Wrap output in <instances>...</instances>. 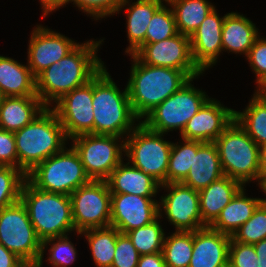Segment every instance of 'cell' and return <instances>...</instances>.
Listing matches in <instances>:
<instances>
[{
	"instance_id": "obj_15",
	"label": "cell",
	"mask_w": 266,
	"mask_h": 267,
	"mask_svg": "<svg viewBox=\"0 0 266 267\" xmlns=\"http://www.w3.org/2000/svg\"><path fill=\"white\" fill-rule=\"evenodd\" d=\"M160 187L171 190L161 197L159 204L164 208L166 218L175 226L176 231L194 232L206 227L200 213L199 191L183 183H166Z\"/></svg>"
},
{
	"instance_id": "obj_37",
	"label": "cell",
	"mask_w": 266,
	"mask_h": 267,
	"mask_svg": "<svg viewBox=\"0 0 266 267\" xmlns=\"http://www.w3.org/2000/svg\"><path fill=\"white\" fill-rule=\"evenodd\" d=\"M231 238L242 244H255L266 239V204L261 202L252 217L239 227Z\"/></svg>"
},
{
	"instance_id": "obj_38",
	"label": "cell",
	"mask_w": 266,
	"mask_h": 267,
	"mask_svg": "<svg viewBox=\"0 0 266 267\" xmlns=\"http://www.w3.org/2000/svg\"><path fill=\"white\" fill-rule=\"evenodd\" d=\"M57 242H53L56 241ZM53 242V246L49 249V263L55 267H66L70 263H73L76 258V248H74L68 236L53 237L42 241L41 256L35 267H42L43 253L47 244Z\"/></svg>"
},
{
	"instance_id": "obj_29",
	"label": "cell",
	"mask_w": 266,
	"mask_h": 267,
	"mask_svg": "<svg viewBox=\"0 0 266 267\" xmlns=\"http://www.w3.org/2000/svg\"><path fill=\"white\" fill-rule=\"evenodd\" d=\"M234 119L258 146L266 144V97L259 90L245 111L234 112Z\"/></svg>"
},
{
	"instance_id": "obj_6",
	"label": "cell",
	"mask_w": 266,
	"mask_h": 267,
	"mask_svg": "<svg viewBox=\"0 0 266 267\" xmlns=\"http://www.w3.org/2000/svg\"><path fill=\"white\" fill-rule=\"evenodd\" d=\"M224 176L242 185L260 177L259 146L234 119L214 141Z\"/></svg>"
},
{
	"instance_id": "obj_42",
	"label": "cell",
	"mask_w": 266,
	"mask_h": 267,
	"mask_svg": "<svg viewBox=\"0 0 266 267\" xmlns=\"http://www.w3.org/2000/svg\"><path fill=\"white\" fill-rule=\"evenodd\" d=\"M246 57L257 76L256 83L260 89L266 85V39L258 37Z\"/></svg>"
},
{
	"instance_id": "obj_19",
	"label": "cell",
	"mask_w": 266,
	"mask_h": 267,
	"mask_svg": "<svg viewBox=\"0 0 266 267\" xmlns=\"http://www.w3.org/2000/svg\"><path fill=\"white\" fill-rule=\"evenodd\" d=\"M224 18L212 10L190 36L191 52L196 66L203 72L214 65L222 48V27Z\"/></svg>"
},
{
	"instance_id": "obj_34",
	"label": "cell",
	"mask_w": 266,
	"mask_h": 267,
	"mask_svg": "<svg viewBox=\"0 0 266 267\" xmlns=\"http://www.w3.org/2000/svg\"><path fill=\"white\" fill-rule=\"evenodd\" d=\"M183 145L172 143L166 183H181L193 162V140H184Z\"/></svg>"
},
{
	"instance_id": "obj_7",
	"label": "cell",
	"mask_w": 266,
	"mask_h": 267,
	"mask_svg": "<svg viewBox=\"0 0 266 267\" xmlns=\"http://www.w3.org/2000/svg\"><path fill=\"white\" fill-rule=\"evenodd\" d=\"M26 178L38 189L68 196L91 181L73 147L50 156Z\"/></svg>"
},
{
	"instance_id": "obj_18",
	"label": "cell",
	"mask_w": 266,
	"mask_h": 267,
	"mask_svg": "<svg viewBox=\"0 0 266 267\" xmlns=\"http://www.w3.org/2000/svg\"><path fill=\"white\" fill-rule=\"evenodd\" d=\"M209 98L187 122L181 133L184 140L214 142L234 120L235 110Z\"/></svg>"
},
{
	"instance_id": "obj_12",
	"label": "cell",
	"mask_w": 266,
	"mask_h": 267,
	"mask_svg": "<svg viewBox=\"0 0 266 267\" xmlns=\"http://www.w3.org/2000/svg\"><path fill=\"white\" fill-rule=\"evenodd\" d=\"M76 232L109 227L111 192L104 180H91L70 194Z\"/></svg>"
},
{
	"instance_id": "obj_47",
	"label": "cell",
	"mask_w": 266,
	"mask_h": 267,
	"mask_svg": "<svg viewBox=\"0 0 266 267\" xmlns=\"http://www.w3.org/2000/svg\"><path fill=\"white\" fill-rule=\"evenodd\" d=\"M41 5L43 6L44 16L48 13L52 12L53 10L59 9L61 6L66 5L71 0H40Z\"/></svg>"
},
{
	"instance_id": "obj_41",
	"label": "cell",
	"mask_w": 266,
	"mask_h": 267,
	"mask_svg": "<svg viewBox=\"0 0 266 267\" xmlns=\"http://www.w3.org/2000/svg\"><path fill=\"white\" fill-rule=\"evenodd\" d=\"M228 267H259L254 245L242 244L231 238Z\"/></svg>"
},
{
	"instance_id": "obj_9",
	"label": "cell",
	"mask_w": 266,
	"mask_h": 267,
	"mask_svg": "<svg viewBox=\"0 0 266 267\" xmlns=\"http://www.w3.org/2000/svg\"><path fill=\"white\" fill-rule=\"evenodd\" d=\"M193 79L195 78H191L177 92L151 110L142 123L148 129L162 134L174 129H179L182 133L187 122L209 99L205 92L193 87L190 83Z\"/></svg>"
},
{
	"instance_id": "obj_39",
	"label": "cell",
	"mask_w": 266,
	"mask_h": 267,
	"mask_svg": "<svg viewBox=\"0 0 266 267\" xmlns=\"http://www.w3.org/2000/svg\"><path fill=\"white\" fill-rule=\"evenodd\" d=\"M79 9L95 17L103 18L120 11L128 0H71Z\"/></svg>"
},
{
	"instance_id": "obj_30",
	"label": "cell",
	"mask_w": 266,
	"mask_h": 267,
	"mask_svg": "<svg viewBox=\"0 0 266 267\" xmlns=\"http://www.w3.org/2000/svg\"><path fill=\"white\" fill-rule=\"evenodd\" d=\"M178 33L190 37L215 9L207 0H173L170 3Z\"/></svg>"
},
{
	"instance_id": "obj_31",
	"label": "cell",
	"mask_w": 266,
	"mask_h": 267,
	"mask_svg": "<svg viewBox=\"0 0 266 267\" xmlns=\"http://www.w3.org/2000/svg\"><path fill=\"white\" fill-rule=\"evenodd\" d=\"M78 234H85L91 249L93 261L98 267H111L113 263L117 235L116 228L109 226L104 228H91Z\"/></svg>"
},
{
	"instance_id": "obj_48",
	"label": "cell",
	"mask_w": 266,
	"mask_h": 267,
	"mask_svg": "<svg viewBox=\"0 0 266 267\" xmlns=\"http://www.w3.org/2000/svg\"><path fill=\"white\" fill-rule=\"evenodd\" d=\"M258 257L259 267H266V239L253 244Z\"/></svg>"
},
{
	"instance_id": "obj_26",
	"label": "cell",
	"mask_w": 266,
	"mask_h": 267,
	"mask_svg": "<svg viewBox=\"0 0 266 267\" xmlns=\"http://www.w3.org/2000/svg\"><path fill=\"white\" fill-rule=\"evenodd\" d=\"M0 89L5 97L37 96L36 77L28 65L0 55Z\"/></svg>"
},
{
	"instance_id": "obj_36",
	"label": "cell",
	"mask_w": 266,
	"mask_h": 267,
	"mask_svg": "<svg viewBox=\"0 0 266 267\" xmlns=\"http://www.w3.org/2000/svg\"><path fill=\"white\" fill-rule=\"evenodd\" d=\"M178 34L172 9L162 5L147 26L145 43H156Z\"/></svg>"
},
{
	"instance_id": "obj_49",
	"label": "cell",
	"mask_w": 266,
	"mask_h": 267,
	"mask_svg": "<svg viewBox=\"0 0 266 267\" xmlns=\"http://www.w3.org/2000/svg\"><path fill=\"white\" fill-rule=\"evenodd\" d=\"M260 188H262L263 192L266 194V181L260 186ZM262 202L266 204V198L262 199Z\"/></svg>"
},
{
	"instance_id": "obj_20",
	"label": "cell",
	"mask_w": 266,
	"mask_h": 267,
	"mask_svg": "<svg viewBox=\"0 0 266 267\" xmlns=\"http://www.w3.org/2000/svg\"><path fill=\"white\" fill-rule=\"evenodd\" d=\"M230 241V235L210 226L194 231L189 267H228Z\"/></svg>"
},
{
	"instance_id": "obj_40",
	"label": "cell",
	"mask_w": 266,
	"mask_h": 267,
	"mask_svg": "<svg viewBox=\"0 0 266 267\" xmlns=\"http://www.w3.org/2000/svg\"><path fill=\"white\" fill-rule=\"evenodd\" d=\"M139 258L140 254L128 235L119 233L111 267H137Z\"/></svg>"
},
{
	"instance_id": "obj_32",
	"label": "cell",
	"mask_w": 266,
	"mask_h": 267,
	"mask_svg": "<svg viewBox=\"0 0 266 267\" xmlns=\"http://www.w3.org/2000/svg\"><path fill=\"white\" fill-rule=\"evenodd\" d=\"M193 251V232L175 231L165 237L162 254L166 267H189Z\"/></svg>"
},
{
	"instance_id": "obj_51",
	"label": "cell",
	"mask_w": 266,
	"mask_h": 267,
	"mask_svg": "<svg viewBox=\"0 0 266 267\" xmlns=\"http://www.w3.org/2000/svg\"><path fill=\"white\" fill-rule=\"evenodd\" d=\"M4 98H5V96H4L3 92H2V90L0 89V106H1Z\"/></svg>"
},
{
	"instance_id": "obj_14",
	"label": "cell",
	"mask_w": 266,
	"mask_h": 267,
	"mask_svg": "<svg viewBox=\"0 0 266 267\" xmlns=\"http://www.w3.org/2000/svg\"><path fill=\"white\" fill-rule=\"evenodd\" d=\"M93 78L62 96L52 109L64 128L67 138L94 134Z\"/></svg>"
},
{
	"instance_id": "obj_50",
	"label": "cell",
	"mask_w": 266,
	"mask_h": 267,
	"mask_svg": "<svg viewBox=\"0 0 266 267\" xmlns=\"http://www.w3.org/2000/svg\"><path fill=\"white\" fill-rule=\"evenodd\" d=\"M265 97H266V85L262 86L260 89H258Z\"/></svg>"
},
{
	"instance_id": "obj_3",
	"label": "cell",
	"mask_w": 266,
	"mask_h": 267,
	"mask_svg": "<svg viewBox=\"0 0 266 267\" xmlns=\"http://www.w3.org/2000/svg\"><path fill=\"white\" fill-rule=\"evenodd\" d=\"M92 106L95 135H129L136 127H132L135 119H139L133 112L127 86L121 92L104 66L93 77Z\"/></svg>"
},
{
	"instance_id": "obj_46",
	"label": "cell",
	"mask_w": 266,
	"mask_h": 267,
	"mask_svg": "<svg viewBox=\"0 0 266 267\" xmlns=\"http://www.w3.org/2000/svg\"><path fill=\"white\" fill-rule=\"evenodd\" d=\"M260 177L258 184L261 186L266 181V144L259 146Z\"/></svg>"
},
{
	"instance_id": "obj_13",
	"label": "cell",
	"mask_w": 266,
	"mask_h": 267,
	"mask_svg": "<svg viewBox=\"0 0 266 267\" xmlns=\"http://www.w3.org/2000/svg\"><path fill=\"white\" fill-rule=\"evenodd\" d=\"M133 55L147 65L184 71L190 78L203 73L193 61L190 37L181 33L156 43H145Z\"/></svg>"
},
{
	"instance_id": "obj_22",
	"label": "cell",
	"mask_w": 266,
	"mask_h": 267,
	"mask_svg": "<svg viewBox=\"0 0 266 267\" xmlns=\"http://www.w3.org/2000/svg\"><path fill=\"white\" fill-rule=\"evenodd\" d=\"M121 162L105 180L111 193L133 194L141 197H153L160 184L150 175ZM130 165V166H129Z\"/></svg>"
},
{
	"instance_id": "obj_25",
	"label": "cell",
	"mask_w": 266,
	"mask_h": 267,
	"mask_svg": "<svg viewBox=\"0 0 266 267\" xmlns=\"http://www.w3.org/2000/svg\"><path fill=\"white\" fill-rule=\"evenodd\" d=\"M257 28L251 20L238 13H227L222 27V48L247 56L250 48L259 37Z\"/></svg>"
},
{
	"instance_id": "obj_1",
	"label": "cell",
	"mask_w": 266,
	"mask_h": 267,
	"mask_svg": "<svg viewBox=\"0 0 266 267\" xmlns=\"http://www.w3.org/2000/svg\"><path fill=\"white\" fill-rule=\"evenodd\" d=\"M101 41L79 44L59 62L50 65L36 77V92L49 107L73 89L90 81L104 66L96 51Z\"/></svg>"
},
{
	"instance_id": "obj_21",
	"label": "cell",
	"mask_w": 266,
	"mask_h": 267,
	"mask_svg": "<svg viewBox=\"0 0 266 267\" xmlns=\"http://www.w3.org/2000/svg\"><path fill=\"white\" fill-rule=\"evenodd\" d=\"M223 176L216 144L193 141V162L186 178L181 183L200 191Z\"/></svg>"
},
{
	"instance_id": "obj_17",
	"label": "cell",
	"mask_w": 266,
	"mask_h": 267,
	"mask_svg": "<svg viewBox=\"0 0 266 267\" xmlns=\"http://www.w3.org/2000/svg\"><path fill=\"white\" fill-rule=\"evenodd\" d=\"M78 44L43 26L32 31L28 48V67L37 77L42 71L55 62H59Z\"/></svg>"
},
{
	"instance_id": "obj_52",
	"label": "cell",
	"mask_w": 266,
	"mask_h": 267,
	"mask_svg": "<svg viewBox=\"0 0 266 267\" xmlns=\"http://www.w3.org/2000/svg\"><path fill=\"white\" fill-rule=\"evenodd\" d=\"M158 1H161V2H163V1H166V2H168V4L171 2V1H173V0H158Z\"/></svg>"
},
{
	"instance_id": "obj_2",
	"label": "cell",
	"mask_w": 266,
	"mask_h": 267,
	"mask_svg": "<svg viewBox=\"0 0 266 267\" xmlns=\"http://www.w3.org/2000/svg\"><path fill=\"white\" fill-rule=\"evenodd\" d=\"M134 64L127 84L134 114L144 118L191 78L181 70L147 65L131 54Z\"/></svg>"
},
{
	"instance_id": "obj_4",
	"label": "cell",
	"mask_w": 266,
	"mask_h": 267,
	"mask_svg": "<svg viewBox=\"0 0 266 267\" xmlns=\"http://www.w3.org/2000/svg\"><path fill=\"white\" fill-rule=\"evenodd\" d=\"M18 168L27 175L38 164L61 152L67 141L56 113L46 107L31 123L14 132Z\"/></svg>"
},
{
	"instance_id": "obj_23",
	"label": "cell",
	"mask_w": 266,
	"mask_h": 267,
	"mask_svg": "<svg viewBox=\"0 0 266 267\" xmlns=\"http://www.w3.org/2000/svg\"><path fill=\"white\" fill-rule=\"evenodd\" d=\"M239 181L223 176L199 191V203L202 222L210 226L243 187Z\"/></svg>"
},
{
	"instance_id": "obj_43",
	"label": "cell",
	"mask_w": 266,
	"mask_h": 267,
	"mask_svg": "<svg viewBox=\"0 0 266 267\" xmlns=\"http://www.w3.org/2000/svg\"><path fill=\"white\" fill-rule=\"evenodd\" d=\"M0 166L18 168V157L14 132L0 128Z\"/></svg>"
},
{
	"instance_id": "obj_16",
	"label": "cell",
	"mask_w": 266,
	"mask_h": 267,
	"mask_svg": "<svg viewBox=\"0 0 266 267\" xmlns=\"http://www.w3.org/2000/svg\"><path fill=\"white\" fill-rule=\"evenodd\" d=\"M161 207L152 197L111 193V223L120 233L148 225L161 215Z\"/></svg>"
},
{
	"instance_id": "obj_44",
	"label": "cell",
	"mask_w": 266,
	"mask_h": 267,
	"mask_svg": "<svg viewBox=\"0 0 266 267\" xmlns=\"http://www.w3.org/2000/svg\"><path fill=\"white\" fill-rule=\"evenodd\" d=\"M0 267H29L16 254L0 243Z\"/></svg>"
},
{
	"instance_id": "obj_8",
	"label": "cell",
	"mask_w": 266,
	"mask_h": 267,
	"mask_svg": "<svg viewBox=\"0 0 266 267\" xmlns=\"http://www.w3.org/2000/svg\"><path fill=\"white\" fill-rule=\"evenodd\" d=\"M162 133L148 129L142 122L125 140V153L135 168L154 178L160 185L166 184L172 143L163 140Z\"/></svg>"
},
{
	"instance_id": "obj_10",
	"label": "cell",
	"mask_w": 266,
	"mask_h": 267,
	"mask_svg": "<svg viewBox=\"0 0 266 267\" xmlns=\"http://www.w3.org/2000/svg\"><path fill=\"white\" fill-rule=\"evenodd\" d=\"M0 243L29 267H35L41 256L42 241L21 201L0 211Z\"/></svg>"
},
{
	"instance_id": "obj_24",
	"label": "cell",
	"mask_w": 266,
	"mask_h": 267,
	"mask_svg": "<svg viewBox=\"0 0 266 267\" xmlns=\"http://www.w3.org/2000/svg\"><path fill=\"white\" fill-rule=\"evenodd\" d=\"M45 108L38 96L5 97L0 106V128L16 132L31 123Z\"/></svg>"
},
{
	"instance_id": "obj_33",
	"label": "cell",
	"mask_w": 266,
	"mask_h": 267,
	"mask_svg": "<svg viewBox=\"0 0 266 267\" xmlns=\"http://www.w3.org/2000/svg\"><path fill=\"white\" fill-rule=\"evenodd\" d=\"M159 218L126 233L140 255L162 252L165 233L158 222Z\"/></svg>"
},
{
	"instance_id": "obj_35",
	"label": "cell",
	"mask_w": 266,
	"mask_h": 267,
	"mask_svg": "<svg viewBox=\"0 0 266 267\" xmlns=\"http://www.w3.org/2000/svg\"><path fill=\"white\" fill-rule=\"evenodd\" d=\"M26 175L17 167L0 166V211L20 201Z\"/></svg>"
},
{
	"instance_id": "obj_11",
	"label": "cell",
	"mask_w": 266,
	"mask_h": 267,
	"mask_svg": "<svg viewBox=\"0 0 266 267\" xmlns=\"http://www.w3.org/2000/svg\"><path fill=\"white\" fill-rule=\"evenodd\" d=\"M72 147L78 153L84 169L91 180H106L122 162L125 141L113 135L82 134L71 138ZM118 141V142H117Z\"/></svg>"
},
{
	"instance_id": "obj_28",
	"label": "cell",
	"mask_w": 266,
	"mask_h": 267,
	"mask_svg": "<svg viewBox=\"0 0 266 267\" xmlns=\"http://www.w3.org/2000/svg\"><path fill=\"white\" fill-rule=\"evenodd\" d=\"M162 5L163 3L158 0H137L127 8V33L130 45L126 53L131 55L145 44L147 26Z\"/></svg>"
},
{
	"instance_id": "obj_5",
	"label": "cell",
	"mask_w": 266,
	"mask_h": 267,
	"mask_svg": "<svg viewBox=\"0 0 266 267\" xmlns=\"http://www.w3.org/2000/svg\"><path fill=\"white\" fill-rule=\"evenodd\" d=\"M20 201L41 241L75 230L70 196L38 189L26 178Z\"/></svg>"
},
{
	"instance_id": "obj_27",
	"label": "cell",
	"mask_w": 266,
	"mask_h": 267,
	"mask_svg": "<svg viewBox=\"0 0 266 267\" xmlns=\"http://www.w3.org/2000/svg\"><path fill=\"white\" fill-rule=\"evenodd\" d=\"M261 202L262 198L246 197L244 187H242L210 227L232 236L239 227L252 217L253 212Z\"/></svg>"
},
{
	"instance_id": "obj_45",
	"label": "cell",
	"mask_w": 266,
	"mask_h": 267,
	"mask_svg": "<svg viewBox=\"0 0 266 267\" xmlns=\"http://www.w3.org/2000/svg\"><path fill=\"white\" fill-rule=\"evenodd\" d=\"M137 267H166L162 252L140 255Z\"/></svg>"
}]
</instances>
